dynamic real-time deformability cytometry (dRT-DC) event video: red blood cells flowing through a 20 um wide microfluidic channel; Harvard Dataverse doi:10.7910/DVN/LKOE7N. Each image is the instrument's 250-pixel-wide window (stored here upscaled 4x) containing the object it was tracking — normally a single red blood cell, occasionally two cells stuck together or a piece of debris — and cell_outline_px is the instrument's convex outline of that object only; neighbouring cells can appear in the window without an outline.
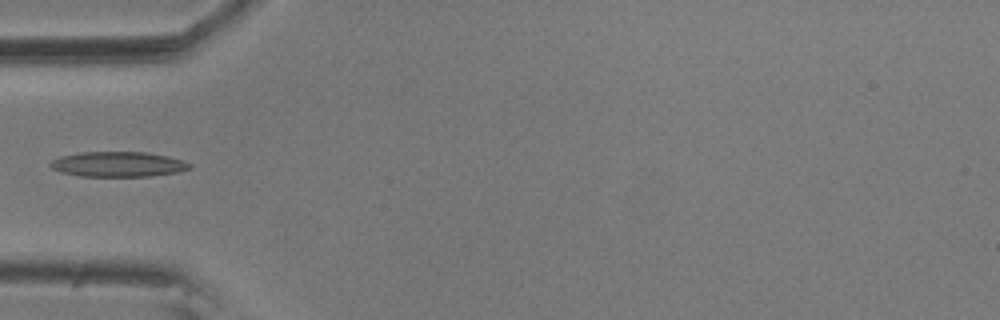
{"species": "common noctule bat (a hibernating species)", "species_latin": "Nyctalus noctula", "temperature_condition": "room temperature", "stored_images_in_passage": 15, "camera_frame_rate_fps": 3000, "um_per_image_px": 0.085, "animal": {"sex": "male", "body_mass_g": 20.5, "forearm_length_mm": 52.5}, "frame": {"image": 1, "passage_image": 5, "time_ms": 1.333, "image_size_px": [1000, 320], "cell_outline_px": [[192, 168], [176, 172], [152, 176], [80, 176], [60, 172], [52, 168], [48, 164], [52, 160], [60, 156], [80, 152], [144, 152], [168, 156], [184, 160], [192, 164]], "centroid_in_image_um": [10.04, 13.96], "position_along_channel_um": 75.0, "area_um2": 20.46}}
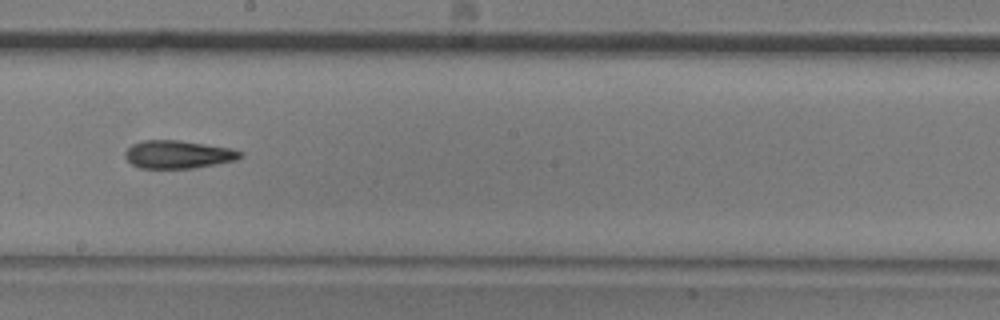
{"frame": {"image": 2, "passage_image": 9, "time_ms": 2.667, "image_size_px": [1000, 320], "cell_outline_px": [[244, 156], [236, 160], [216, 164], [192, 168], [140, 168], [132, 164], [124, 156], [124, 152], [132, 144], [144, 140], [180, 140], [232, 148], [244, 152]], "centroid_in_image_um": [15.17, 13.12], "position_along_channel_um": 233.0, "area_um2": 18.9}}
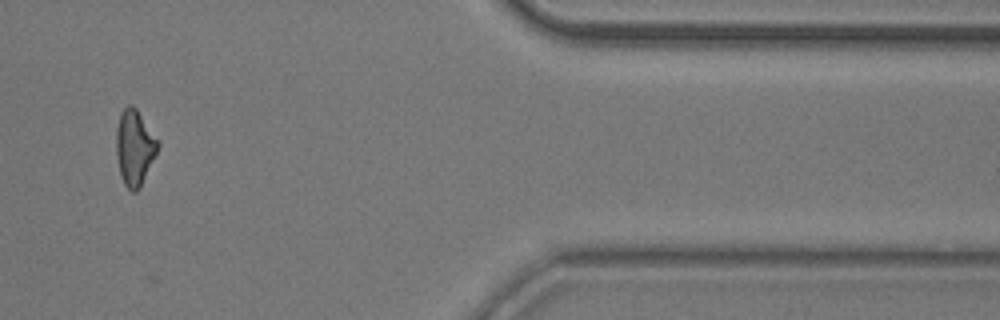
{"frame": {"image": 3, "passage_image": 13, "time_ms": 4.0, "image_size_px": [1000, 320], "cell_outline_px": [[160, 144], [140, 188], [136, 192], [132, 192], [124, 184], [120, 176], [116, 156], [116, 128], [120, 112], [128, 104], [132, 104], [136, 108], [160, 140]], "centroid_in_image_um": [11.43, 12.52], "position_along_channel_um": 400.0, "area_um2": 18.61}}